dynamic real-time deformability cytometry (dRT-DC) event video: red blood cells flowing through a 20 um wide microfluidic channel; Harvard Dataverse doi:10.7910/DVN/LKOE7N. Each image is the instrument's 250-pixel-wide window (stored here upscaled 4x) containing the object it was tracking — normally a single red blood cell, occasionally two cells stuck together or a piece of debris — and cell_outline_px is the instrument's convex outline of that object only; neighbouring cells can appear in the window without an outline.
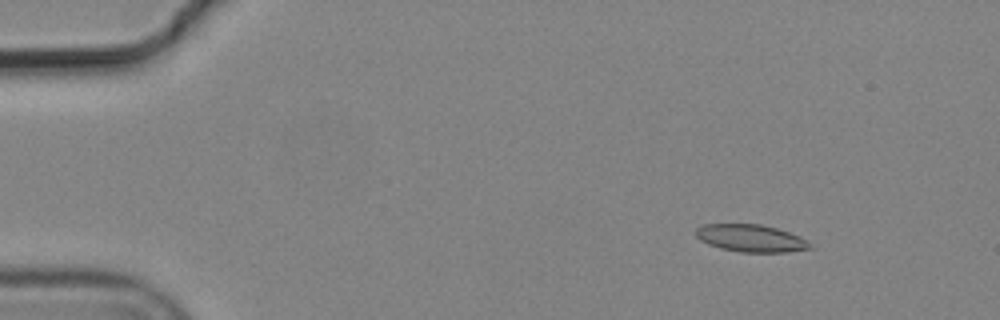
{"species": "common noctule bat (a hibernating species)", "species_latin": "Nyctalus noctula", "temperature_condition": "cold", "stored_images_in_passage": 6, "camera_frame_rate_fps": 3000, "um_per_image_px": 0.085, "animal": {"sex": "male", "body_mass_g": 19.2, "forearm_length_mm": 51.8}, "frame": {"image": 1, "passage_image": 2, "time_ms": 0.333, "image_size_px": [1000, 320], "cell_outline_px": [[816, 248], [788, 252], [740, 252], [720, 248], [708, 244], [700, 240], [696, 236], [696, 228], [700, 224], [760, 224], [776, 228], [800, 236], [808, 240]], "centroid_in_image_um": [63.86, 20.25], "position_along_channel_um": 21.1, "area_um2": 18.44}}
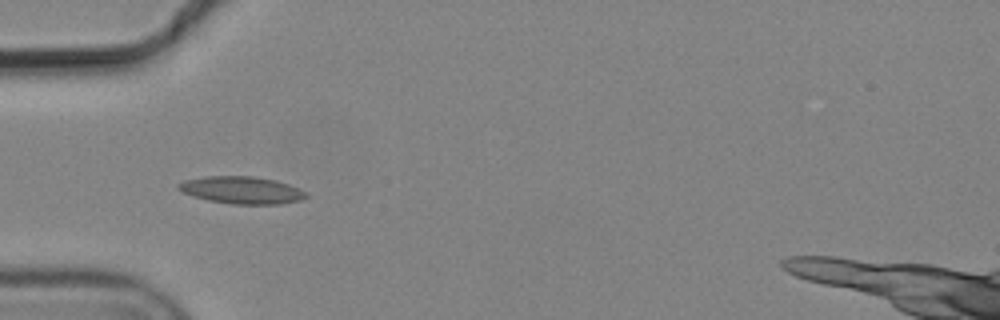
{"frame": {"image": 2, "passage_image": 5, "time_ms": 1.333, "image_size_px": [1000, 320], "cell_outline_px": [[308, 196], [300, 200], [280, 204], [232, 204], [208, 200], [192, 196], [176, 188], [176, 184], [184, 180], [204, 176], [252, 176], [276, 180], [288, 184], [308, 192]], "centroid_in_image_um": [20.53, 16.15], "position_along_channel_um": 64.5, "area_um2": 20.4}}
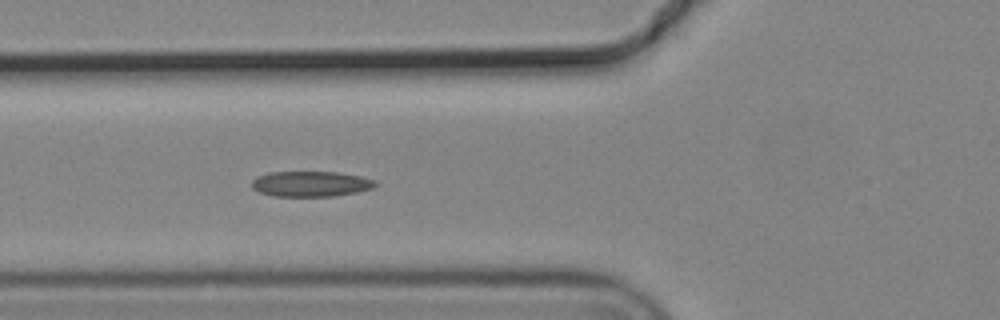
{"frame": {"image": 3, "passage_image": 6, "time_ms": 1.667, "image_size_px": [1000, 320], "cell_outline_px": [[376, 184], [372, 188], [356, 192], [332, 196], [272, 196], [260, 192], [252, 188], [252, 180], [256, 176], [268, 172], [336, 172], [360, 176], [376, 180]], "centroid_in_image_um": [26.38, 15.62], "position_along_channel_um": 99.4, "area_um2": 18.26}}